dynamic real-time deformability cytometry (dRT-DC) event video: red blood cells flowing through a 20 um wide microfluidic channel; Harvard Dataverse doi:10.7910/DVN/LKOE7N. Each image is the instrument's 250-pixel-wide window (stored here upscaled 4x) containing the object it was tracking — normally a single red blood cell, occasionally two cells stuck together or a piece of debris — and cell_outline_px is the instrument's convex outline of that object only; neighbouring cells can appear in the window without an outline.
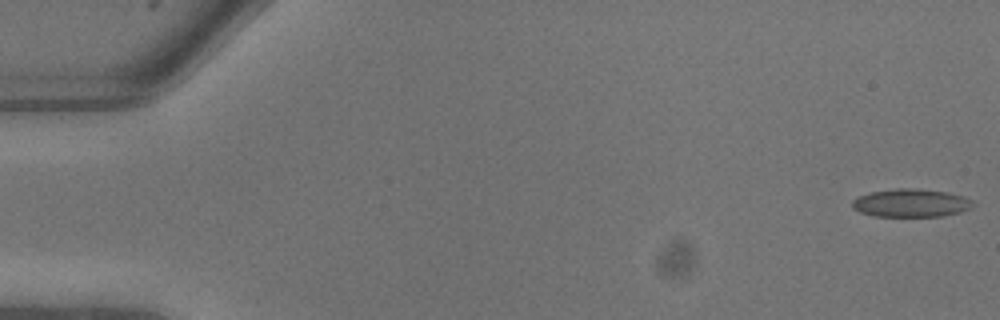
{"species": "common noctule bat (a hibernating species)", "species_latin": "Nyctalus noctula", "temperature_condition": "warm", "stored_images_in_passage": 10, "camera_frame_rate_fps": 3000, "um_per_image_px": 0.085, "animal": {"sex": "male", "body_mass_g": 13.3}, "frame": {"image": 1, "passage_image": 1, "time_ms": 0.0, "image_size_px": [1000, 320], "cell_outline_px": [[976, 204], [972, 208], [960, 212], [944, 216], [872, 216], [860, 212], [852, 208], [852, 200], [860, 196], [872, 192], [896, 188], [916, 188], [948, 192], [964, 196], [972, 200]], "centroid_in_image_um": [77.47, 17.25], "position_along_channel_um": 7.5, "area_um2": 19.94}}
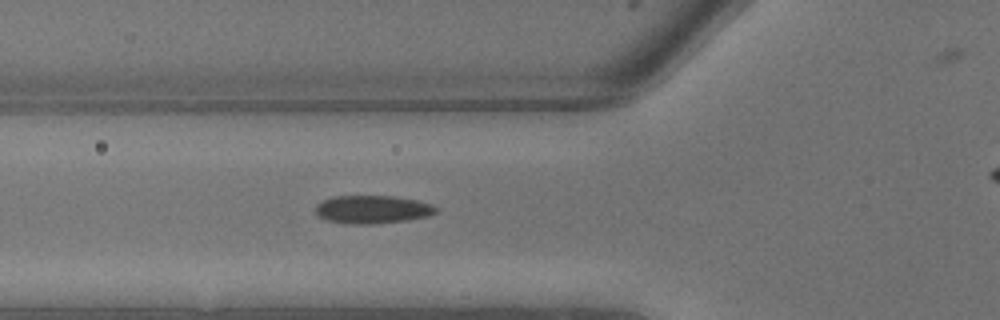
{"frame": {"image": 2, "passage_image": 9, "time_ms": 2.667, "image_size_px": [1000, 320], "cell_outline_px": [[440, 208], [436, 212], [428, 216], [404, 220], [376, 224], [348, 224], [328, 220], [320, 216], [316, 212], [316, 204], [332, 196], [396, 196], [416, 200], [432, 204]], "centroid_in_image_um": [31.68, 17.79], "position_along_channel_um": 94.1, "area_um2": 19.71}}